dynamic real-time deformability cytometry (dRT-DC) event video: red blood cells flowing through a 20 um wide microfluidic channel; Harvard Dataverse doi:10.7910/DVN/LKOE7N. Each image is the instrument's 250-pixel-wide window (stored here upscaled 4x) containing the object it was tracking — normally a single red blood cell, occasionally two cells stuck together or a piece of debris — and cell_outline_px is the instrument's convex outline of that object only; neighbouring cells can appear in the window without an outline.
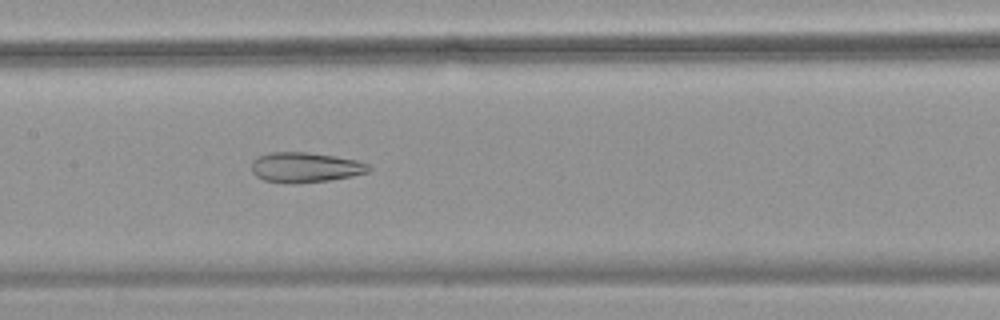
{"species": "common noctule bat (a hibernating species)", "species_latin": "Nyctalus noctula", "temperature_condition": "warm", "stored_images_in_passage": 50, "camera_frame_rate_fps": 3000, "um_per_image_px": 0.085, "animal": {"sex": "female", "body_mass_g": 18.4}, "frame": {"image": 1, "passage_image": 23, "time_ms": 7.333, "image_size_px": [1000, 320], "cell_outline_px": [[372, 168], [368, 172], [352, 176], [328, 180], [264, 180], [256, 176], [252, 172], [252, 160], [268, 152], [308, 152], [356, 160], [368, 164]], "centroid_in_image_um": [25.97, 14.17], "position_along_channel_um": 181.4, "area_um2": 19.54}}
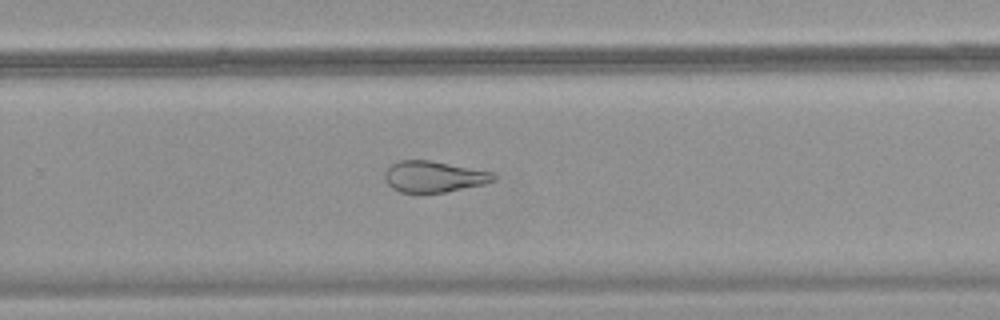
{"frame": {"image": 2, "passage_image": 32, "time_ms": 10.333, "image_size_px": [1000, 320], "cell_outline_px": [[496, 180], [484, 184], [444, 192], [400, 192], [392, 188], [384, 180], [384, 172], [392, 164], [400, 160], [432, 160], [492, 172], [496, 176]], "centroid_in_image_um": [36.86, 15.0], "position_along_channel_um": 292.9, "area_um2": 19.71}}
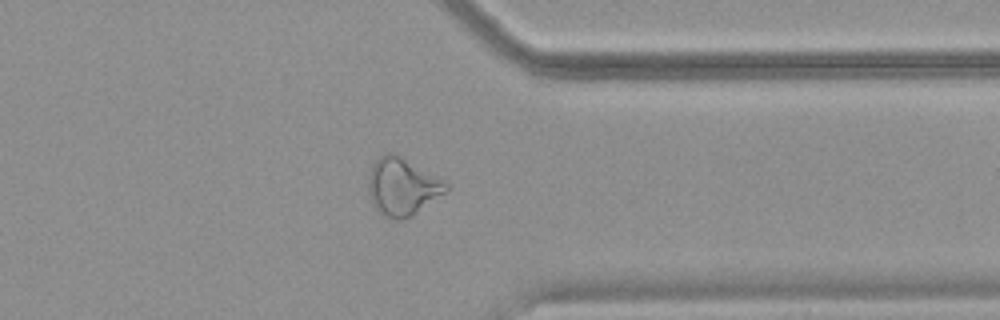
{"frame": {"image": 3, "passage_image": 39, "time_ms": 12.667, "image_size_px": [1000, 320], "cell_outline_px": [[448, 188], [444, 192], [412, 216], [400, 220], [396, 220], [380, 212], [372, 204], [368, 192], [368, 176], [372, 164], [384, 152], [396, 152], [448, 180]], "centroid_in_image_um": [34.21, 15.8], "position_along_channel_um": 377.2, "area_um2": 26.47}, "authors_computed_cell_mechanics": {"area_um2": 26.4435, "velocity_mm_per_s": 3.7345, "shape_relaxation_time_tau1_ms": null, "shape_relaxation_time_tau2_ms": 2.7854, "deformation_change_tau1": null, "deformation_change_tau2": 0.1199}}